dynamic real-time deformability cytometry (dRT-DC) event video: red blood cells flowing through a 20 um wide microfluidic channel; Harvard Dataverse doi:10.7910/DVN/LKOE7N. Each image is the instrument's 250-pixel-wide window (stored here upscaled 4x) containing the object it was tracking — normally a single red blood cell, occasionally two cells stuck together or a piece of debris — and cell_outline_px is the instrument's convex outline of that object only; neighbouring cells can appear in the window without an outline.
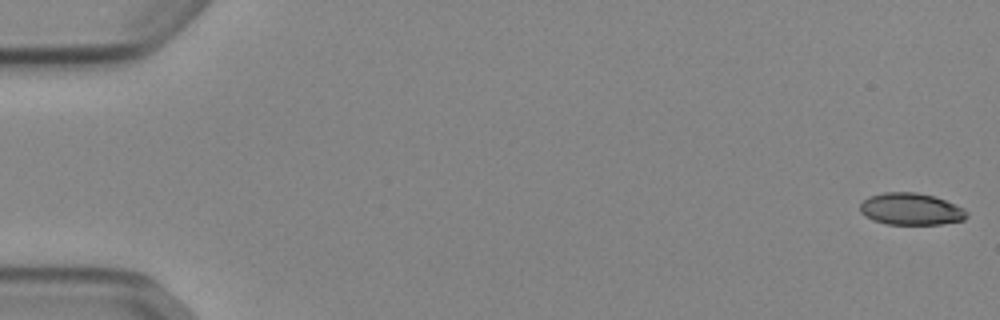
{"species": "Egyptian fruit bat (a non-hibernating species)", "species_latin": "Rousettus aegyptiacus", "temperature_condition": "cold", "stored_images_in_passage": 53, "camera_frame_rate_fps": 3000, "um_per_image_px": 0.085, "animal": {"sex": "female"}, "frame": {"image": 1, "passage_image": 1, "time_ms": 0.0, "image_size_px": [1000, 320], "cell_outline_px": [[968, 216], [964, 220], [940, 224], [888, 224], [872, 220], [864, 216], [860, 212], [860, 204], [868, 196], [884, 192], [916, 192], [932, 196], [944, 200], [964, 208], [968, 212]], "centroid_in_image_um": [77.41, 17.77], "position_along_channel_um": 7.6, "area_um2": 19.88}}
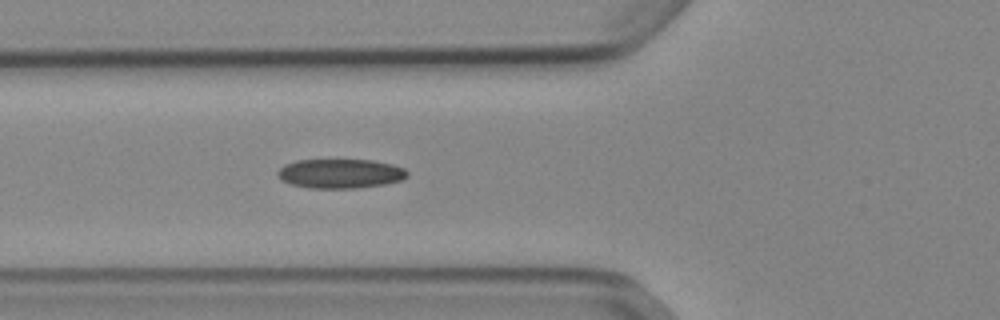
{"frame": {"image": 2, "passage_image": 20, "time_ms": 6.333, "image_size_px": [1000, 320], "cell_outline_px": [[408, 176], [400, 180], [384, 184], [356, 188], [308, 188], [292, 184], [280, 180], [276, 176], [276, 172], [284, 164], [296, 160], [372, 160], [392, 164], [404, 168], [408, 172]], "centroid_in_image_um": [28.89, 14.75], "position_along_channel_um": 96.9, "area_um2": 22.25}}
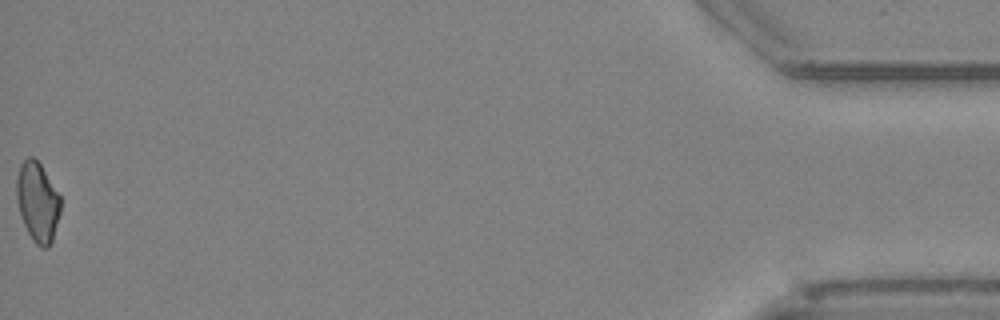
{"frame": {"image": 3, "passage_image": 53, "time_ms": 17.333, "image_size_px": [1000, 320], "cell_outline_px": [[60, 212], [52, 240], [48, 248], [40, 248], [32, 240], [24, 224], [16, 200], [16, 176], [20, 164], [28, 156], [32, 156], [40, 164], [60, 196]], "centroid_in_image_um": [3.17, 17.16], "position_along_channel_um": 432.0, "area_um2": 20.29}, "authors_computed_cell_mechanics": {"area_um2": 21.0392, "velocity_mm_per_s": 3.8963, "shape_relaxation_time_tau1_ms": null, "shape_relaxation_time_tau2_ms": 8.8278, "deformation_change_tau1": null, "deformation_change_tau2": 0.1584}}